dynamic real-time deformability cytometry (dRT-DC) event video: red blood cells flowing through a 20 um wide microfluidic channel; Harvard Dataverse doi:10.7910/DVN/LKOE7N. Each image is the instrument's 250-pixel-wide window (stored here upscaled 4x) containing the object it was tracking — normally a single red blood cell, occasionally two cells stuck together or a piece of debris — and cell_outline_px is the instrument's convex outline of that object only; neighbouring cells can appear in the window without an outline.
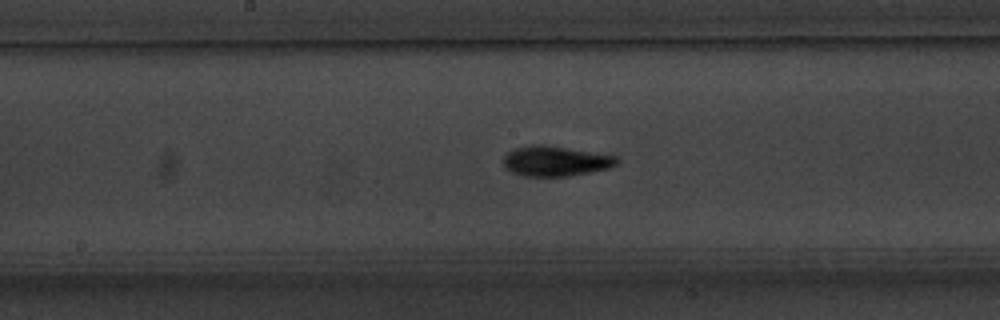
{"species": "common noctule bat (a hibernating species)", "species_latin": "Nyctalus noctula", "temperature_condition": "warm", "stored_images_in_passage": 37, "camera_frame_rate_fps": 3000, "um_per_image_px": 0.085, "animal": {"sex": "male", "body_mass_g": 20.1, "forearm_length_mm": 53.5}, "frame": {"image": 1, "passage_image": 11, "time_ms": 3.333, "image_size_px": [1000, 320], "cell_outline_px": [[620, 160], [612, 168], [592, 172], [568, 176], [524, 176], [512, 172], [504, 168], [504, 156], [512, 148], [532, 144], [544, 144], [616, 156]], "centroid_in_image_um": [47.21, 13.69], "position_along_channel_um": 201.0, "area_um2": 20.11}, "authors_computed_cell_mechanics": {"area_um2": 18.496, "velocity_mm_per_s": 3.828, "shape_relaxation_time_tau1_ms": 2.1352, "shape_relaxation_time_tau2_ms": 2.2118, "deformation_change_tau1": 0.1487, "deformation_change_tau2": 0.0655}}